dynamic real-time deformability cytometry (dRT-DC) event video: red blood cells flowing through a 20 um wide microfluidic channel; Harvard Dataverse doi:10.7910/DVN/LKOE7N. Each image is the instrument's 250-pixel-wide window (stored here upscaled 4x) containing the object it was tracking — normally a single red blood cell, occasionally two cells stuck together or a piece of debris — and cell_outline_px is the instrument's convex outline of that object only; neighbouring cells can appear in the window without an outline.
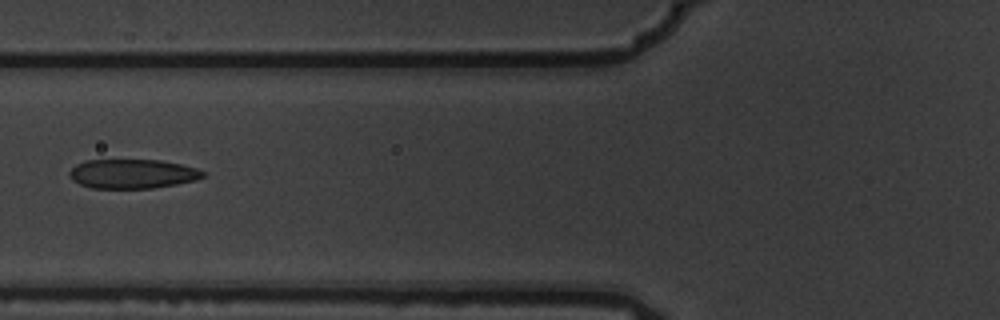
{"species": "common noctule bat (a hibernating species)", "species_latin": "Nyctalus noctula", "temperature_condition": "warm", "stored_images_in_passage": 9, "camera_frame_rate_fps": 3000, "um_per_image_px": 0.085, "animal": {"sex": "male", "body_mass_g": 19.5, "forearm_length_mm": 54.6}, "frame": {"image": 1, "passage_image": 6, "time_ms": 1.667, "image_size_px": [1000, 320], "cell_outline_px": [[204, 176], [196, 180], [176, 184], [152, 188], [92, 188], [80, 184], [72, 180], [68, 172], [76, 164], [84, 160], [160, 160], [180, 164], [196, 168], [204, 172]], "centroid_in_image_um": [11.23, 14.77], "position_along_channel_um": 114.6, "area_um2": 22.72}}
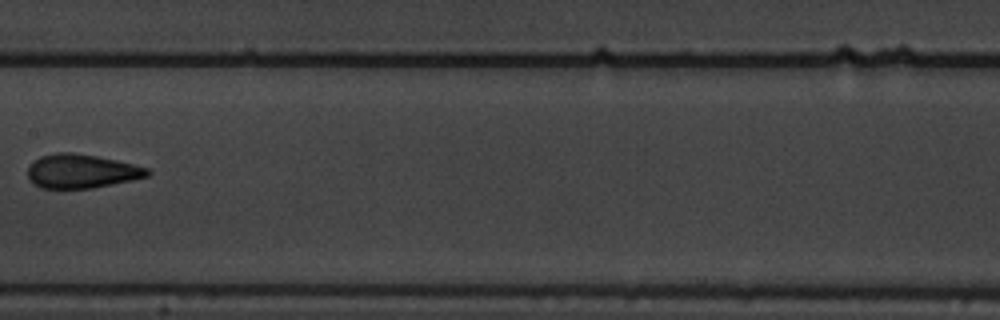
{"frame": {"image": 2, "passage_image": 8, "time_ms": 2.333, "image_size_px": [1000, 320], "cell_outline_px": [[152, 172], [148, 176], [132, 180], [92, 188], [40, 188], [28, 176], [28, 164], [40, 156], [56, 152], [72, 152], [96, 156], [116, 160], [148, 168]], "centroid_in_image_um": [6.92, 14.54], "position_along_channel_um": 200.5, "area_um2": 23.58}}
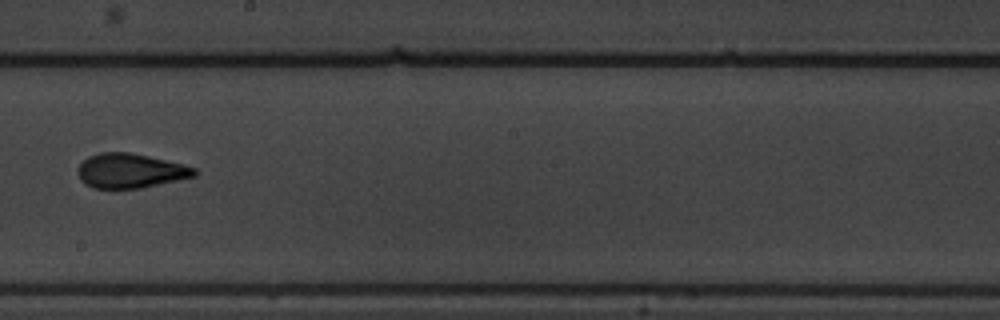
{"frame": {"image": 3, "passage_image": 9, "time_ms": 2.667, "image_size_px": [1000, 320], "cell_outline_px": [[196, 176], [140, 188], [92, 188], [84, 184], [80, 180], [76, 172], [80, 164], [88, 156], [100, 152], [128, 152], [148, 156], [184, 164], [196, 168]], "centroid_in_image_um": [11.04, 14.51], "position_along_channel_um": 237.2, "area_um2": 23.47}}